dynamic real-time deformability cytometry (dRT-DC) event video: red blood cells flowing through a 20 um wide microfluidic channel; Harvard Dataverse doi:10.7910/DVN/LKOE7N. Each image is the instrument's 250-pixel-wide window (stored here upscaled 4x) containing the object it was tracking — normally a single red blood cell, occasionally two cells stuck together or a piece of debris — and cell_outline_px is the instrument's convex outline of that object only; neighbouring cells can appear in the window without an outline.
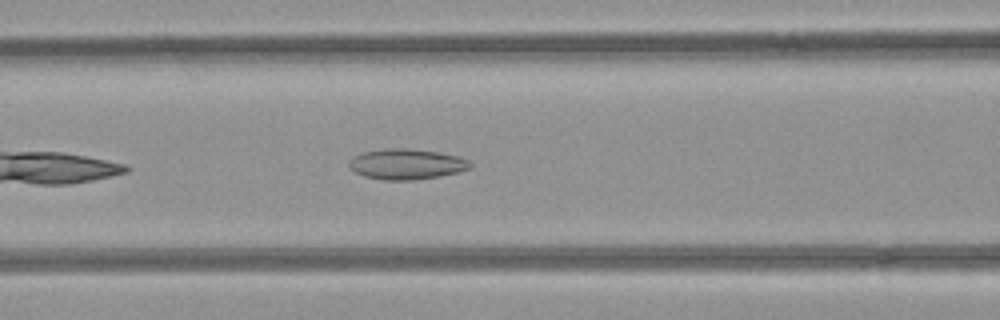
{"species": "common noctule bat (a hibernating species)", "species_latin": "Nyctalus noctula", "temperature_condition": "room temperature", "stored_images_in_passage": 39, "camera_frame_rate_fps": 3000, "um_per_image_px": 0.085, "animal": {"sex": "female", "body_mass_g": 21.9}, "frame": {"image": 1, "passage_image": 8, "time_ms": 2.333, "image_size_px": [1000, 320], "cell_outline_px": [[472, 168], [440, 176], [412, 180], [384, 180], [364, 176], [348, 168], [348, 160], [352, 156], [364, 152], [384, 148], [408, 148], [436, 152], [456, 156], [468, 160], [472, 164]], "centroid_in_image_um": [34.5, 13.95], "position_along_channel_um": 132.1, "area_um2": 21.56}}
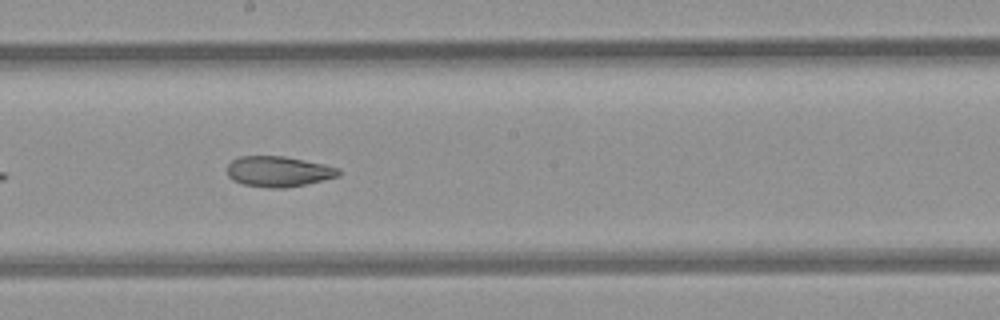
{"frame": {"image": 2, "passage_image": 15, "time_ms": 4.667, "image_size_px": [1000, 320], "cell_outline_px": [[340, 176], [304, 184], [284, 188], [268, 188], [244, 184], [232, 180], [228, 176], [228, 164], [232, 160], [240, 156], [284, 156], [324, 164], [340, 168]], "centroid_in_image_um": [23.67, 14.57], "position_along_channel_um": 224.5, "area_um2": 19.77}}
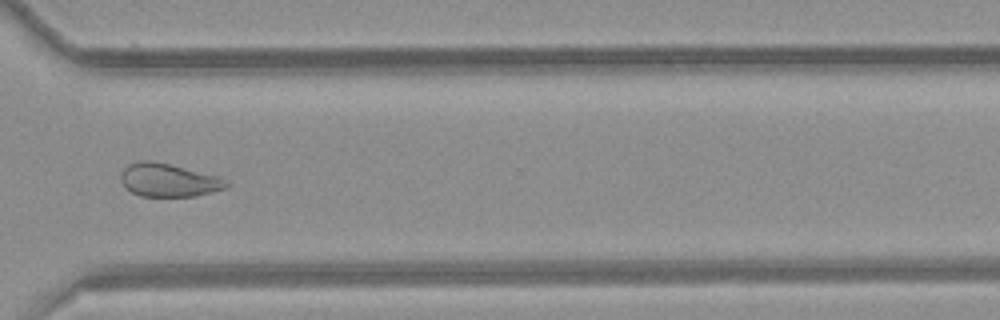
{"frame": {"image": 3, "passage_image": 25, "time_ms": 8.0, "image_size_px": [1000, 320], "cell_outline_px": [[228, 184], [224, 188], [196, 196], [140, 196], [132, 192], [120, 180], [120, 172], [128, 164], [140, 160], [152, 160], [220, 176]], "centroid_in_image_um": [14.29, 15.29], "position_along_channel_um": 356.3, "area_um2": 20.29}, "authors_computed_cell_mechanics": {"area_um2": 21.5594, "velocity_mm_per_s": 3.957, "shape_relaxation_time_tau1_ms": null, "shape_relaxation_time_tau2_ms": 3.4539, "deformation_change_tau1": null, "deformation_change_tau2": 0.0972}}